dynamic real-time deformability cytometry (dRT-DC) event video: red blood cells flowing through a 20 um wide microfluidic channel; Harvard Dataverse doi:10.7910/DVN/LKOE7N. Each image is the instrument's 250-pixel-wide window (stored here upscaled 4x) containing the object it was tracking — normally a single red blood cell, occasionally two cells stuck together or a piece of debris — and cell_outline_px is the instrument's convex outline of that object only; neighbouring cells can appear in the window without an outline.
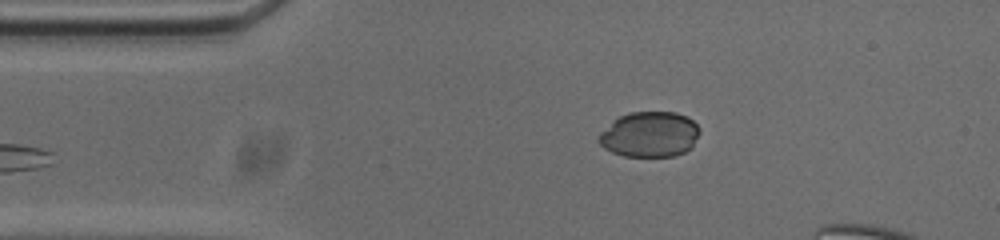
{"species": "common noctule bat (a hibernating species)", "species_latin": "Nyctalus noctula", "temperature_condition": "cold", "stored_images_in_passage": 6, "camera_frame_rate_fps": 3000, "um_per_image_px": 0.085, "animal": {"sex": "male", "body_mass_g": 20.0, "forearm_length_mm": 53.3}, "frame": {"image": 1, "passage_image": 1, "time_ms": 0.0, "image_size_px": [1000, 240], "cell_outline_px": [[700, 132], [692, 148], [676, 156], [624, 156], [612, 152], [604, 148], [596, 140], [600, 132], [620, 116], [632, 112], [676, 112], [692, 120], [700, 128]], "centroid_in_image_um": [55.23, 11.44], "position_along_channel_um": 29.8, "area_um2": 26.7}}